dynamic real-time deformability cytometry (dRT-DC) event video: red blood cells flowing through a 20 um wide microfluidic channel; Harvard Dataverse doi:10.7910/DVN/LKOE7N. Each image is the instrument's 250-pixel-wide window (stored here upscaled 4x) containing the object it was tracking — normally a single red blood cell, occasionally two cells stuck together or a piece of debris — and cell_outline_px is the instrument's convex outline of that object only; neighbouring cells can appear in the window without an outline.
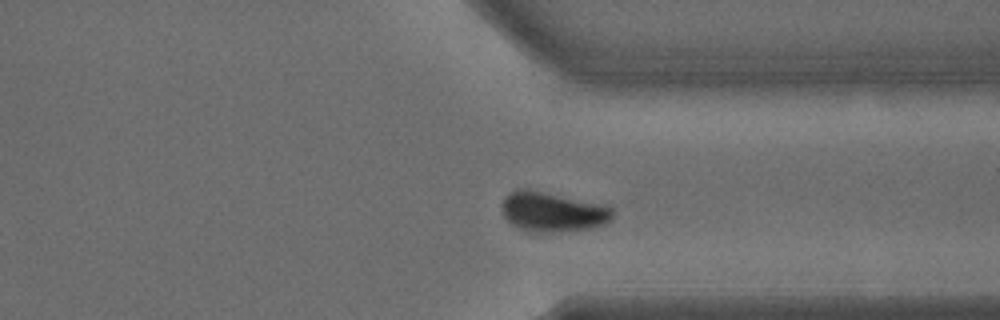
{"species": "common noctule bat (a hibernating species)", "species_latin": "Nyctalus noctula", "temperature_condition": "warm", "stored_images_in_passage": 32, "camera_frame_rate_fps": 3000, "um_per_image_px": 0.085, "animal": {"sex": "male", "body_mass_g": 15.6}, "frame": {"image": 1, "passage_image": 23, "time_ms": 7.333, "image_size_px": [1000, 320], "cell_outline_px": [[612, 216], [604, 224], [588, 228], [552, 232], [528, 232], [512, 224], [504, 216], [500, 204], [504, 196], [508, 192], [516, 188], [528, 188], [608, 204], [612, 208]], "centroid_in_image_um": [46.93, 17.96], "position_along_channel_um": 364.5, "area_um2": 26.13}}
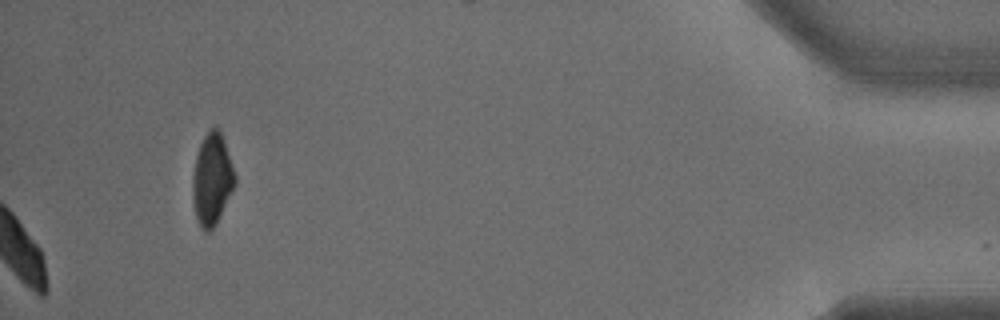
{"frame": {"image": 2, "passage_image": 32, "time_ms": 10.333, "image_size_px": [1000, 320], "cell_outline_px": [[236, 184], [216, 224], [208, 232], [204, 232], [200, 228], [196, 220], [192, 200], [192, 180], [196, 156], [200, 144], [204, 136], [216, 124], [224, 140], [236, 176]], "centroid_in_image_um": [18.01, 15.28], "position_along_channel_um": 417.2, "area_um2": 22.72}}